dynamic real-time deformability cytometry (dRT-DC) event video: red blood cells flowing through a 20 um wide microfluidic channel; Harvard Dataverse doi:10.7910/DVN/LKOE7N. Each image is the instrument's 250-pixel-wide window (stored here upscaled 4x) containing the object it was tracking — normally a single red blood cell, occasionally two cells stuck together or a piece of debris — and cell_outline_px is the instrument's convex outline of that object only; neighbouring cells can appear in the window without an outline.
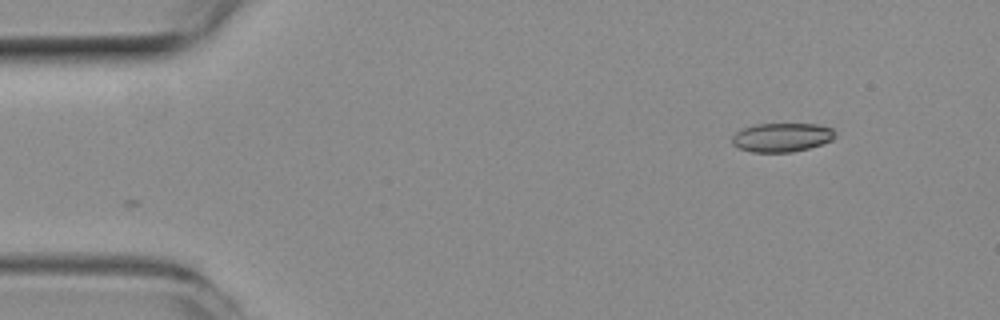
{"species": "common noctule bat (a hibernating species)", "species_latin": "Nyctalus noctula", "temperature_condition": "room temperature", "stored_images_in_passage": 47, "camera_frame_rate_fps": 3000, "um_per_image_px": 0.085, "animal": {"sex": "female", "body_mass_g": 19.3, "forearm_length_mm": 54.1}, "frame": {"image": 1, "passage_image": 1, "time_ms": 0.0, "image_size_px": [1000, 320], "cell_outline_px": [[836, 136], [832, 140], [808, 148], [792, 152], [752, 152], [740, 148], [732, 144], [732, 136], [740, 128], [756, 124], [816, 124], [832, 128], [836, 132]], "centroid_in_image_um": [66.44, 11.67], "position_along_channel_um": 18.6, "area_um2": 17.4}}
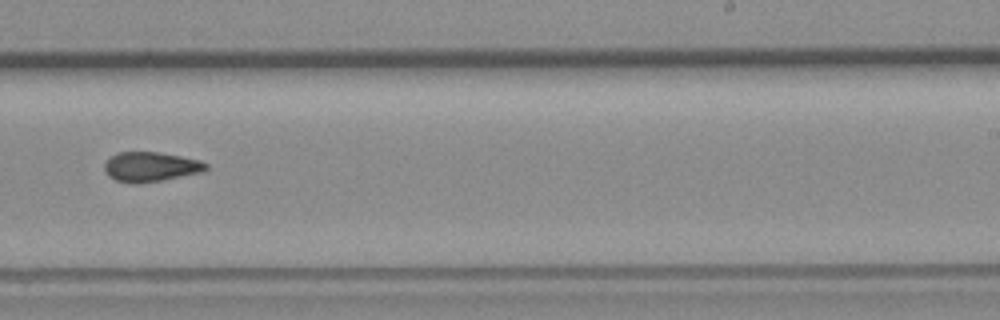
{"frame": {"image": 2, "passage_image": 27, "time_ms": 8.667, "image_size_px": [1000, 320], "cell_outline_px": [[208, 168], [200, 172], [160, 180], [136, 184], [132, 184], [116, 180], [108, 176], [104, 168], [104, 164], [112, 156], [120, 152], [160, 152], [200, 160], [208, 164]], "centroid_in_image_um": [12.79, 14.17], "position_along_channel_um": 276.2, "area_um2": 17.34}}
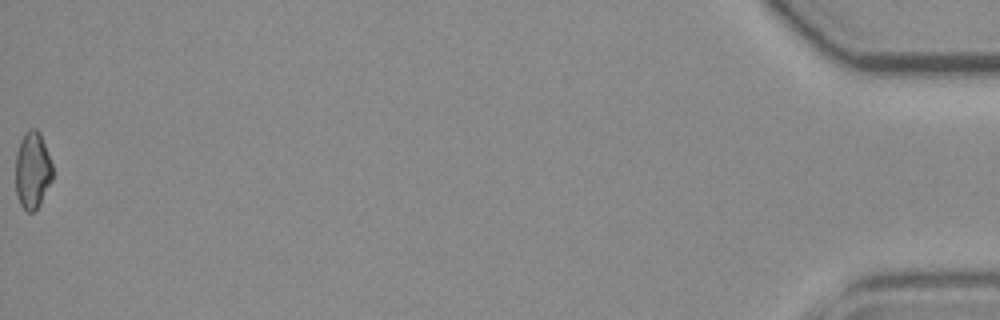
{"frame": {"image": 3, "passage_image": 47, "time_ms": 15.333, "image_size_px": [1000, 320], "cell_outline_px": [[52, 180], [40, 204], [32, 212], [28, 212], [20, 204], [16, 192], [16, 152], [20, 140], [24, 132], [28, 128], [36, 128], [40, 132], [52, 164]], "centroid_in_image_um": [2.75, 14.43], "position_along_channel_um": 432.4, "area_um2": 16.65}, "authors_computed_cell_mechanics": {"area_um2": 17.3978, "velocity_mm_per_s": 3.9813, "shape_relaxation_time_tau1_ms": null, "shape_relaxation_time_tau2_ms": 2.5869, "deformation_change_tau1": null, "deformation_change_tau2": 0.0932}}